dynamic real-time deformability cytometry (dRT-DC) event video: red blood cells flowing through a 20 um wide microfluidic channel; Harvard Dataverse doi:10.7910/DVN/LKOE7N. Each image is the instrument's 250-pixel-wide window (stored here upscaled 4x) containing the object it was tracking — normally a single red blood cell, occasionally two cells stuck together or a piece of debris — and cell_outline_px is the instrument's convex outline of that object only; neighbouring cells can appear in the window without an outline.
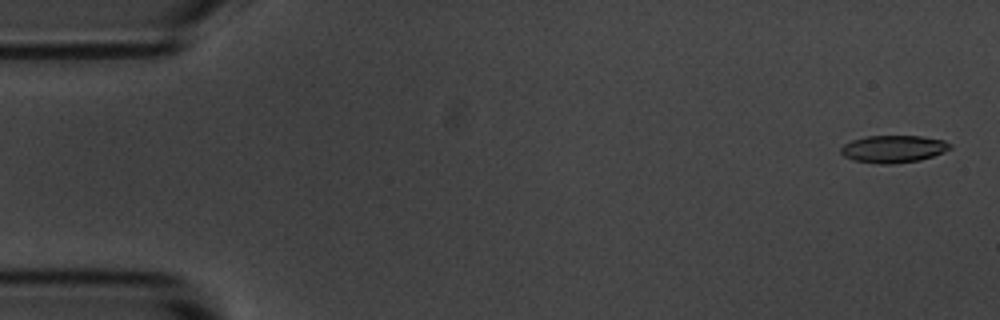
{"species": "common noctule bat (a hibernating species)", "species_latin": "Nyctalus noctula", "temperature_condition": "room temperature", "stored_images_in_passage": 4, "camera_frame_rate_fps": 3000, "um_per_image_px": 0.085, "animal": {"sex": "male", "body_mass_g": 20.1, "forearm_length_mm": 53.5}, "frame": {"image": 1, "passage_image": 1, "time_ms": 0.0, "image_size_px": [1000, 320], "cell_outline_px": [[952, 148], [944, 152], [920, 160], [888, 164], [880, 164], [856, 160], [844, 156], [840, 152], [840, 148], [844, 144], [852, 140], [868, 136], [920, 136], [944, 140], [952, 144]], "centroid_in_image_um": [75.96, 12.65], "position_along_channel_um": 9.0, "area_um2": 17.28}}
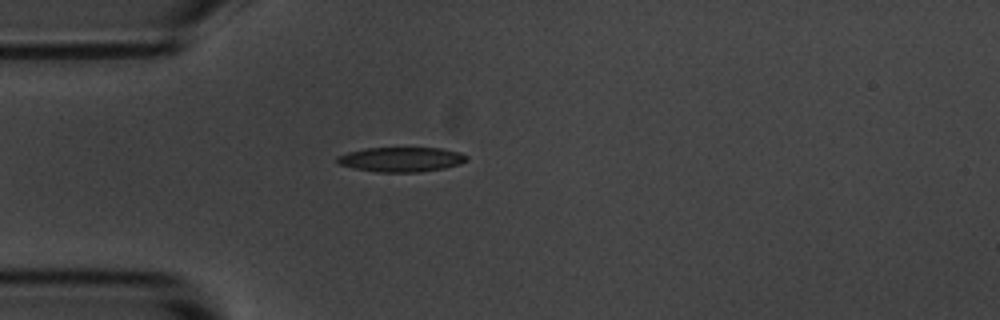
{"frame": {"image": 2, "passage_image": 4, "time_ms": 4.333, "image_size_px": [1000, 320], "cell_outline_px": [[468, 160], [460, 164], [444, 168], [420, 172], [376, 172], [336, 164], [336, 156], [348, 152], [368, 148], [440, 148], [460, 152], [468, 156]], "centroid_in_image_um": [34.11, 13.55], "position_along_channel_um": 50.9, "area_um2": 18.67}}